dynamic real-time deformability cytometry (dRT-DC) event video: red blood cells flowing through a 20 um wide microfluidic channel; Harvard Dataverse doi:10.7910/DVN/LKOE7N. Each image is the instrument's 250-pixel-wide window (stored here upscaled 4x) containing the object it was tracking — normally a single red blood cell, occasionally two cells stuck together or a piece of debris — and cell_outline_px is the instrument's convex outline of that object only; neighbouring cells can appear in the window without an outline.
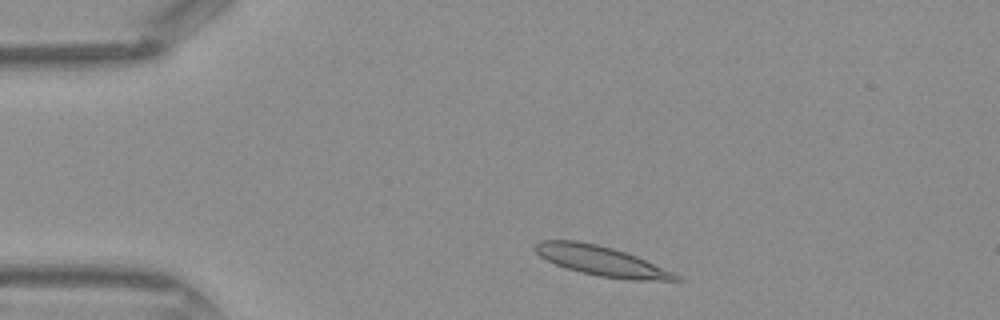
{"species": "Egyptian fruit bat (a non-hibernating species)", "species_latin": "Rousettus aegyptiacus", "temperature_condition": "warm", "stored_images_in_passage": 32, "camera_frame_rate_fps": 3000, "um_per_image_px": 0.085, "frame": {"image": 1, "passage_image": 2, "time_ms": 0.333, "image_size_px": [1000, 320], "cell_outline_px": [[680, 280], [632, 280], [600, 276], [580, 272], [564, 268], [540, 256], [532, 248], [532, 244], [540, 240], [576, 240], [596, 244], [612, 248], [636, 256], [672, 272], [680, 276]], "centroid_in_image_um": [51.03, 22.16], "position_along_channel_um": 34.0, "area_um2": 24.16}}
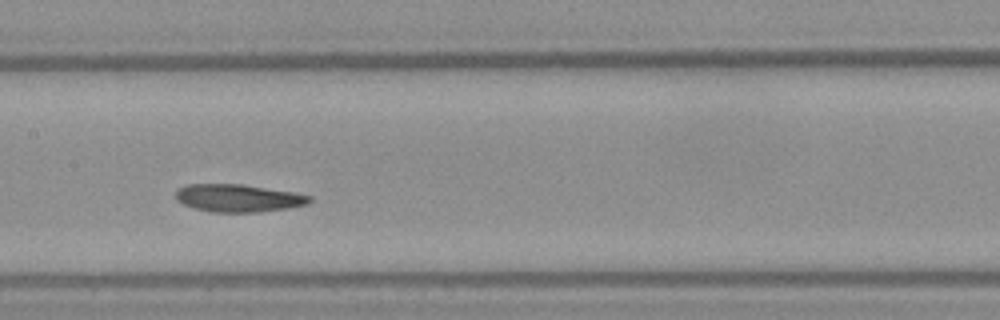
{"frame": {"image": 2, "passage_image": 15, "time_ms": 4.667, "image_size_px": [1000, 320], "cell_outline_px": [[312, 200], [308, 204], [288, 208], [260, 212], [212, 212], [196, 208], [184, 204], [176, 200], [176, 192], [180, 188], [188, 184], [244, 184], [292, 192], [312, 196]], "centroid_in_image_um": [20.28, 16.83], "position_along_channel_um": 187.1, "area_um2": 21.5}}
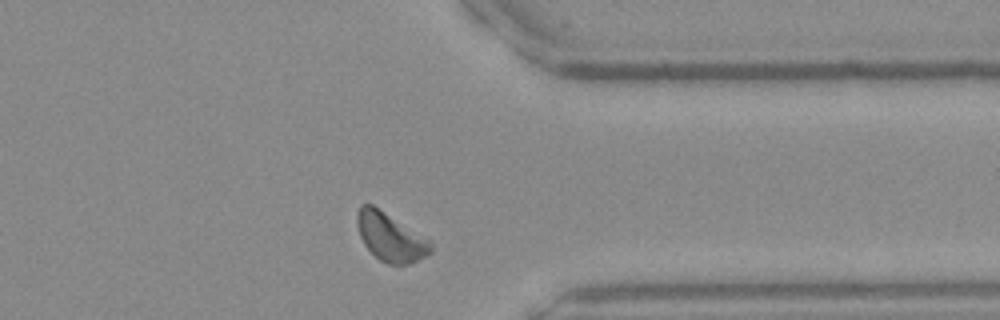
{"frame": {"image": 3, "passage_image": 28, "time_ms": 9.0, "image_size_px": [1000, 320], "cell_outline_px": [[432, 252], [412, 264], [388, 264], [380, 260], [364, 244], [360, 236], [356, 224], [356, 212], [360, 204], [372, 204], [432, 240]], "centroid_in_image_um": [33.2, 20.14], "position_along_channel_um": 378.2, "area_um2": 20.98}}